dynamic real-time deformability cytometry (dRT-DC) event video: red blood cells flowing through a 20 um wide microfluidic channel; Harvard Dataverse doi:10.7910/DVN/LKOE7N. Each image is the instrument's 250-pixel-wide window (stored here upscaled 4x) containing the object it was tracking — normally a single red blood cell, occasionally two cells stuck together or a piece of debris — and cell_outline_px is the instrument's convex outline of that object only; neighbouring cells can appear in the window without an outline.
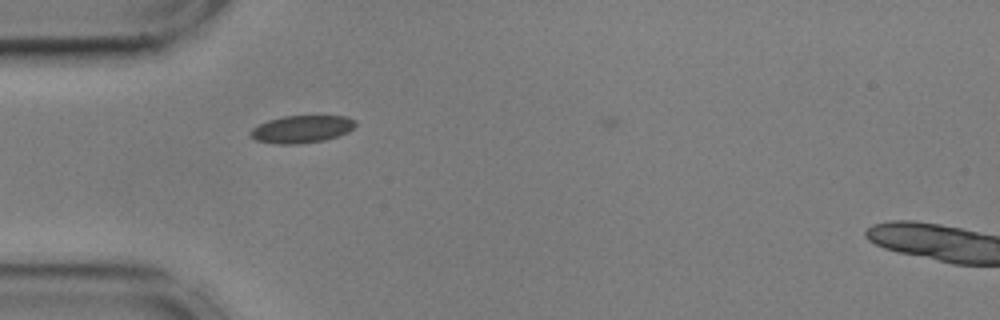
{"species": "common noctule bat (a hibernating species)", "species_latin": "Nyctalus noctula", "temperature_condition": "cold", "stored_images_in_passage": 17, "camera_frame_rate_fps": 3000, "um_per_image_px": 0.085, "animal": {"sex": "male", "body_mass_g": 17.9, "forearm_length_mm": 54.2}, "frame": {"image": 1, "passage_image": 14, "time_ms": 4.333, "image_size_px": [1000, 320], "cell_outline_px": [[356, 124], [348, 132], [324, 140], [296, 144], [280, 144], [256, 140], [248, 136], [248, 132], [252, 128], [268, 120], [284, 116], [348, 116], [356, 120]], "centroid_in_image_um": [25.62, 10.97], "position_along_channel_um": 59.4, "area_um2": 16.76}}